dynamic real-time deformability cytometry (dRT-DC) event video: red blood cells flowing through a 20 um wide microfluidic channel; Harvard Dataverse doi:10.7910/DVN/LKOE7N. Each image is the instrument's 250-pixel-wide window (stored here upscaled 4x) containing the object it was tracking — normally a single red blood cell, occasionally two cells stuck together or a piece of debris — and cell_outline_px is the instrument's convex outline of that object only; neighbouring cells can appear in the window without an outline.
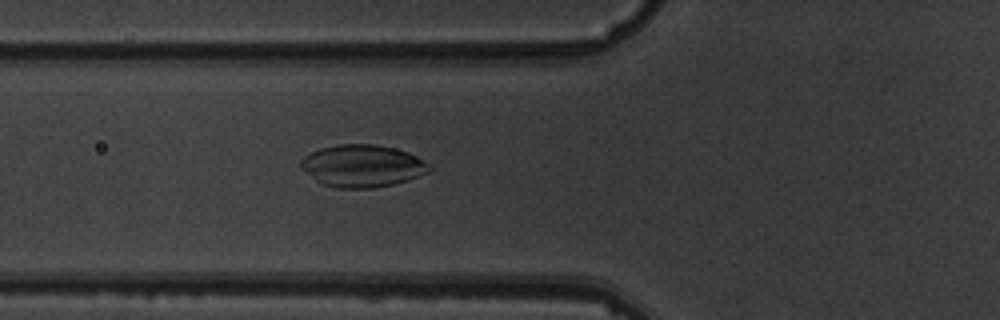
{"species": "common noctule bat (a hibernating species)", "species_latin": "Nyctalus noctula", "temperature_condition": "warm", "stored_images_in_passage": 5, "camera_frame_rate_fps": 3000, "um_per_image_px": 0.085, "animal": {"sex": "male", "body_mass_g": 19.5, "forearm_length_mm": 54.6}, "frame": {"image": 1, "passage_image": 5, "time_ms": 4.667, "image_size_px": [1000, 320], "cell_outline_px": [[432, 168], [428, 172], [420, 176], [408, 180], [392, 184], [372, 188], [336, 188], [324, 184], [316, 180], [300, 164], [300, 160], [304, 156], [320, 148], [340, 144], [372, 144], [396, 148], [408, 152], [416, 156], [428, 164]], "centroid_in_image_um": [30.83, 14.09], "position_along_channel_um": 95.0, "area_um2": 31.33}}